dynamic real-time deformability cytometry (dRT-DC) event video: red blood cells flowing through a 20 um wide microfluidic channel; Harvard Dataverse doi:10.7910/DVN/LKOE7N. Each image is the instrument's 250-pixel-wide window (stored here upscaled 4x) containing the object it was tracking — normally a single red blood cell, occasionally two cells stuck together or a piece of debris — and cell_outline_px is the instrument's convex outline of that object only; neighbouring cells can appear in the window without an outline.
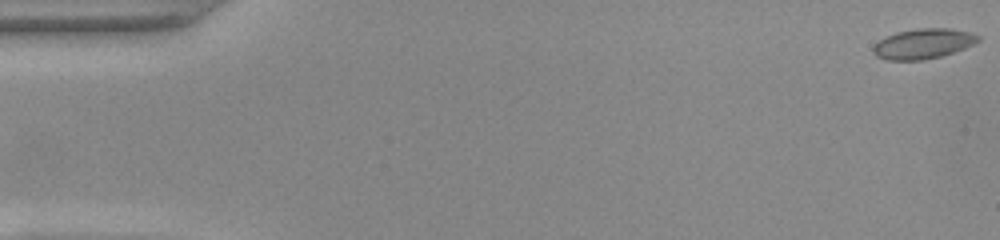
{"species": "common noctule bat (a hibernating species)", "species_latin": "Nyctalus noctula", "temperature_condition": "warm", "stored_images_in_passage": 14, "camera_frame_rate_fps": 3000, "um_per_image_px": 0.085, "animal": {"sex": "female", "body_mass_g": 22.0, "forearm_length_mm": 56.7}, "frame": {"image": 1, "passage_image": 1, "time_ms": 0.0, "image_size_px": [1000, 240], "cell_outline_px": [[980, 40], [964, 48], [940, 56], [924, 60], [884, 60], [876, 56], [872, 52], [872, 48], [880, 40], [896, 32], [916, 28], [948, 28], [968, 32], [980, 36]], "centroid_in_image_um": [78.44, 3.72], "position_along_channel_um": 6.6, "area_um2": 18.26}}
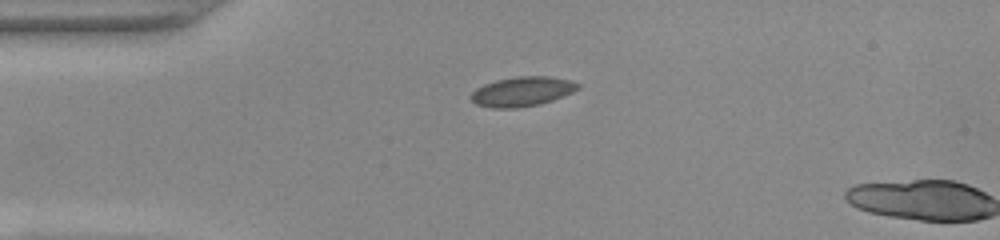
{"frame": {"image": 2, "passage_image": 13, "time_ms": 4.0, "image_size_px": [1000, 240], "cell_outline_px": [[580, 88], [572, 92], [552, 100], [540, 104], [516, 108], [492, 108], [476, 104], [468, 96], [476, 88], [484, 84], [496, 80], [516, 76], [548, 76], [572, 80], [580, 84]], "centroid_in_image_um": [44.37, 7.77], "position_along_channel_um": 40.6, "area_um2": 18.55}}